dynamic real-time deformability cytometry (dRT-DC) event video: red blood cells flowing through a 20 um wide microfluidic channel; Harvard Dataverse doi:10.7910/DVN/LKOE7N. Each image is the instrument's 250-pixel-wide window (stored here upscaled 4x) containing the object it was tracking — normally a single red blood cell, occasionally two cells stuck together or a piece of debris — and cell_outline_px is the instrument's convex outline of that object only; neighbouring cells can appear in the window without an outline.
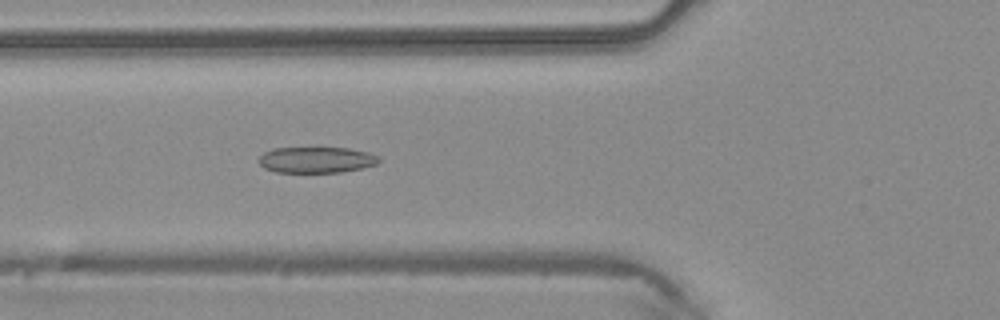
{"species": "common noctule bat (a hibernating species)", "species_latin": "Nyctalus noctula", "temperature_condition": "warm", "stored_images_in_passage": 48, "camera_frame_rate_fps": 3000, "um_per_image_px": 0.085, "animal": {"sex": "male", "body_mass_g": 20.4}, "frame": {"image": 1, "passage_image": 18, "time_ms": 5.667, "image_size_px": [1000, 320], "cell_outline_px": [[380, 160], [376, 164], [360, 168], [340, 172], [276, 172], [264, 168], [260, 164], [260, 156], [264, 152], [272, 148], [348, 148], [368, 152], [380, 156]], "centroid_in_image_um": [26.89, 13.58], "position_along_channel_um": 98.9, "area_um2": 18.09}}
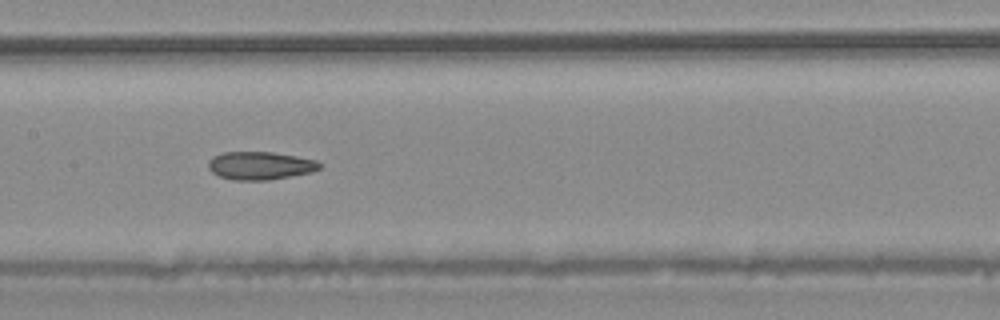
{"frame": {"image": 2, "passage_image": 24, "time_ms": 7.667, "image_size_px": [1000, 320], "cell_outline_px": [[320, 168], [312, 172], [292, 176], [268, 180], [232, 180], [220, 176], [212, 172], [208, 168], [208, 160], [212, 156], [224, 152], [272, 152], [296, 156], [316, 160], [320, 164]], "centroid_in_image_um": [22.09, 14.08], "position_along_channel_um": 185.3, "area_um2": 18.21}}
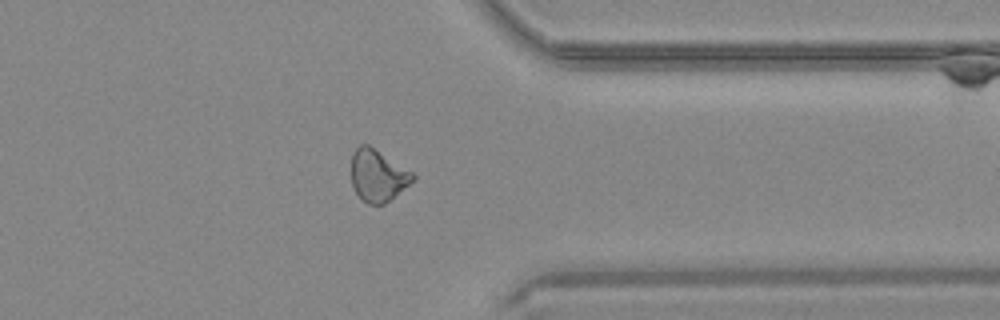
{"frame": {"image": 3, "passage_image": 38, "time_ms": 12.333, "image_size_px": [1000, 320], "cell_outline_px": [[416, 180], [384, 204], [368, 204], [356, 192], [352, 184], [352, 152], [360, 144], [368, 144], [412, 172], [416, 176]], "centroid_in_image_um": [32.13, 14.91], "position_along_channel_um": 379.3, "area_um2": 18.44}}